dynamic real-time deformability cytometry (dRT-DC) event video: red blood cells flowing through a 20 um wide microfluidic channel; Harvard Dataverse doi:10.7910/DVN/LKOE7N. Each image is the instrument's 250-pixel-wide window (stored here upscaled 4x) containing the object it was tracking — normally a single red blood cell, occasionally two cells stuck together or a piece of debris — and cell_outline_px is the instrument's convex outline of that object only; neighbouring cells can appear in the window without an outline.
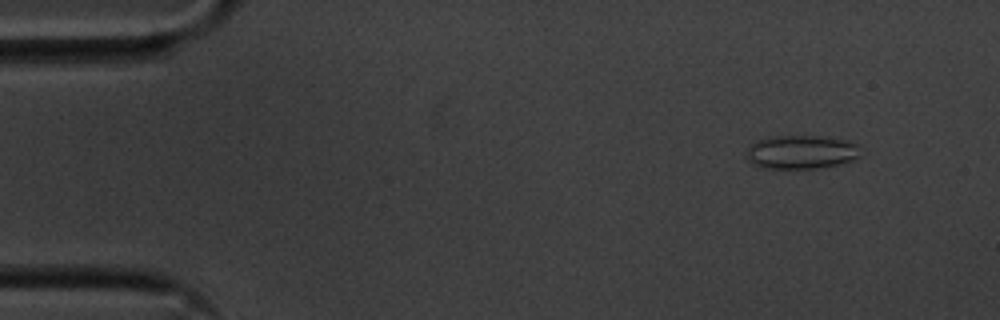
{"species": "common noctule bat (a hibernating species)", "species_latin": "Nyctalus noctula", "temperature_condition": "cold", "stored_images_in_passage": 56, "camera_frame_rate_fps": 3000, "um_per_image_px": 0.085, "animal": {"sex": "male", "body_mass_g": 20.1, "forearm_length_mm": 53.5}, "frame": {"image": 1, "passage_image": 6, "time_ms": 1.667, "image_size_px": [1000, 320], "cell_outline_px": [[860, 144], [856, 156], [852, 160], [840, 164], [816, 168], [760, 168], [752, 164], [748, 160], [748, 148], [756, 140], [768, 136], [824, 136], [848, 140]], "centroid_in_image_um": [68.09, 12.91], "position_along_channel_um": 16.9, "area_um2": 22.43}}
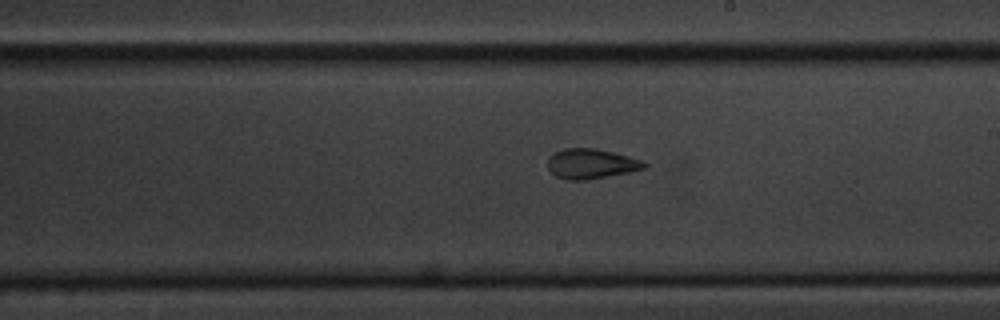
{"frame": {"image": 2, "passage_image": 32, "time_ms": 10.333, "image_size_px": [1000, 320], "cell_outline_px": [[648, 164], [644, 168], [628, 172], [608, 176], [584, 180], [568, 180], [556, 176], [548, 168], [548, 156], [564, 148], [596, 148], [644, 160]], "centroid_in_image_um": [50.24, 13.91], "position_along_channel_um": 238.8, "area_um2": 16.76}}
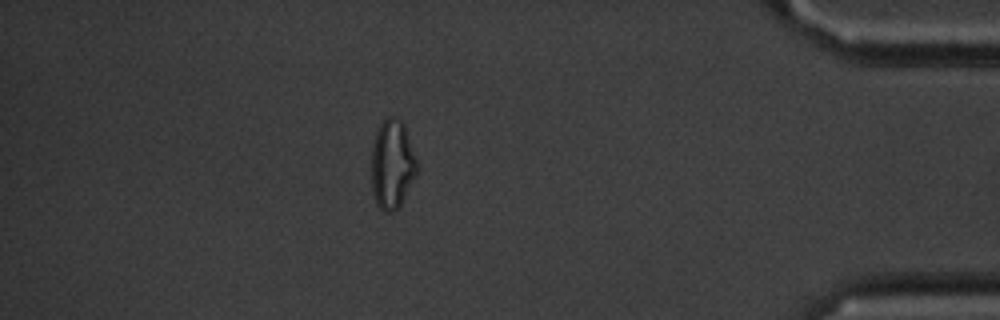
{"frame": {"image": 3, "passage_image": 49, "time_ms": 16.0, "image_size_px": [1000, 320], "cell_outline_px": [[420, 168], [400, 204], [392, 212], [384, 212], [376, 204], [372, 192], [372, 144], [376, 132], [380, 124], [388, 116], [396, 116], [404, 124], [416, 156]], "centroid_in_image_um": [33.35, 13.95], "position_along_channel_um": 401.9, "area_um2": 23.81}, "authors_computed_cell_mechanics": {"area_um2": 19.3341, "velocity_mm_per_s": 3.6121, "shape_relaxation_time_tau1_ms": null, "shape_relaxation_time_tau2_ms": 0.9238, "deformation_change_tau1": null, "deformation_change_tau2": 0.0702}}